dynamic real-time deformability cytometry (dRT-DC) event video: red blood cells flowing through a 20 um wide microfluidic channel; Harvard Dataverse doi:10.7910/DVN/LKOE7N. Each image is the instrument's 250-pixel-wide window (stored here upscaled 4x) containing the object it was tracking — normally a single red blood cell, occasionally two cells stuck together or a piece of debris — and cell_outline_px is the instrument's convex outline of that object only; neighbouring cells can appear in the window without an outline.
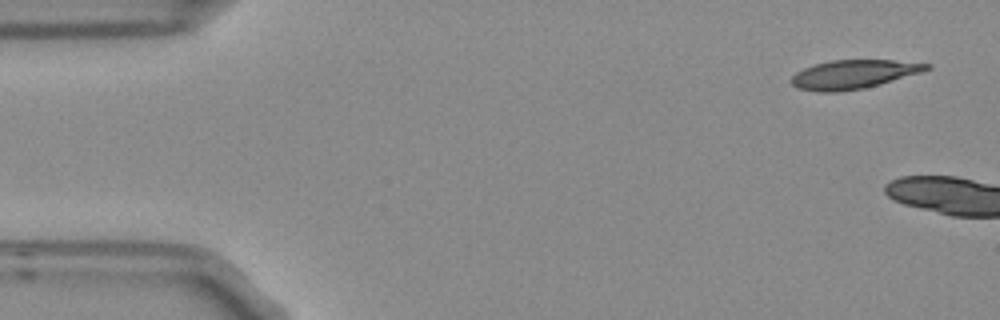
{"species": "Egyptian fruit bat (a non-hibernating species)", "species_latin": "Rousettus aegyptiacus", "temperature_condition": "room temperature", "stored_images_in_passage": 2, "camera_frame_rate_fps": 3000, "um_per_image_px": 0.085, "frame": {"image": 1, "passage_image": 1, "time_ms": 0.0, "image_size_px": [1000, 320], "cell_outline_px": [[932, 68], [920, 72], [864, 88], [836, 92], [820, 92], [796, 88], [792, 84], [792, 76], [796, 72], [804, 68], [816, 64], [832, 60], [892, 60], [932, 64]], "centroid_in_image_um": [72.53, 6.31], "position_along_channel_um": 12.5, "area_um2": 22.37}}